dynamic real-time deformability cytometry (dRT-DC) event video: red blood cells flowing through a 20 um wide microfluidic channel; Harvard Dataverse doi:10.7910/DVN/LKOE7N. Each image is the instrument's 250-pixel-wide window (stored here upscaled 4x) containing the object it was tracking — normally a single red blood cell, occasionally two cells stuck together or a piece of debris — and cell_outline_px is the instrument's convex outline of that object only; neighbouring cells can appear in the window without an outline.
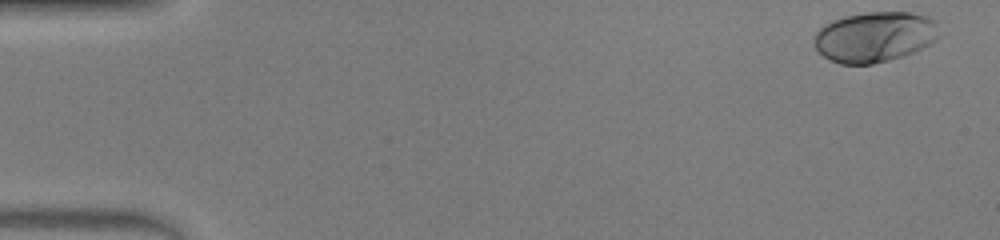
{"species": "human", "species_latin": "Homo sapiens", "temperature_condition": "warm", "stored_images_in_passage": 52, "camera_frame_rate_fps": 3000, "um_per_image_px": 0.085, "donor": {"sex": "male"}, "frame": {"image": 1, "passage_image": 1, "time_ms": 0.0, "image_size_px": [1000, 240], "cell_outline_px": [[940, 36], [936, 40], [904, 56], [872, 64], [840, 64], [824, 56], [812, 44], [812, 36], [824, 24], [832, 20], [844, 16], [868, 12], [908, 12], [928, 16], [932, 20]], "centroid_in_image_um": [74.29, 3.13], "position_along_channel_um": 10.7, "area_um2": 36.65}}
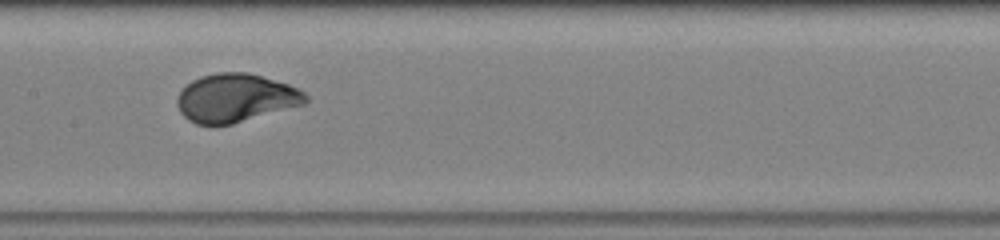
{"frame": {"image": 2, "passage_image": 26, "time_ms": 8.333, "image_size_px": [1000, 240], "cell_outline_px": [[308, 100], [304, 104], [232, 124], [196, 124], [188, 120], [180, 112], [176, 104], [176, 100], [180, 92], [192, 80], [200, 76], [216, 72], [248, 72], [288, 84], [304, 92], [308, 96]], "centroid_in_image_um": [20.01, 8.32], "position_along_channel_um": 187.4, "area_um2": 36.01}}
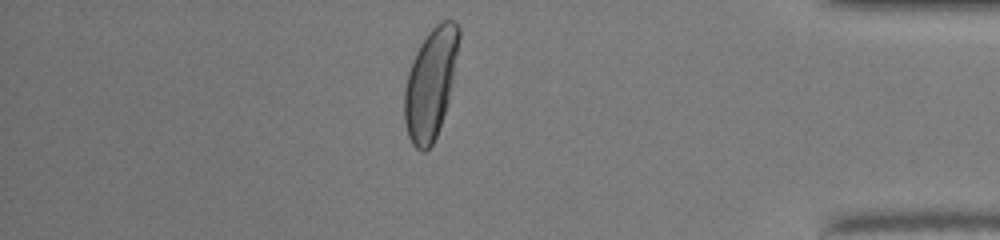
{"frame": {"image": 3, "passage_image": 45, "time_ms": 14.667, "image_size_px": [1000, 240], "cell_outline_px": [[460, 36], [452, 80], [448, 100], [436, 136], [432, 144], [424, 152], [420, 152], [412, 144], [408, 136], [404, 124], [404, 88], [408, 72], [412, 60], [420, 44], [428, 32], [440, 20], [452, 20], [460, 28]], "centroid_in_image_um": [36.57, 7.09], "position_along_channel_um": 398.6, "area_um2": 34.74}, "authors_computed_cell_mechanics": {"area_um2": 35.9805, "velocity_mm_per_s": 3.8715, "shape_relaxation_time_tau1_ms": 2.4355, "shape_relaxation_time_tau2_ms": null, "deformation_change_tau1": 0.1863, "deformation_change_tau2": null}}